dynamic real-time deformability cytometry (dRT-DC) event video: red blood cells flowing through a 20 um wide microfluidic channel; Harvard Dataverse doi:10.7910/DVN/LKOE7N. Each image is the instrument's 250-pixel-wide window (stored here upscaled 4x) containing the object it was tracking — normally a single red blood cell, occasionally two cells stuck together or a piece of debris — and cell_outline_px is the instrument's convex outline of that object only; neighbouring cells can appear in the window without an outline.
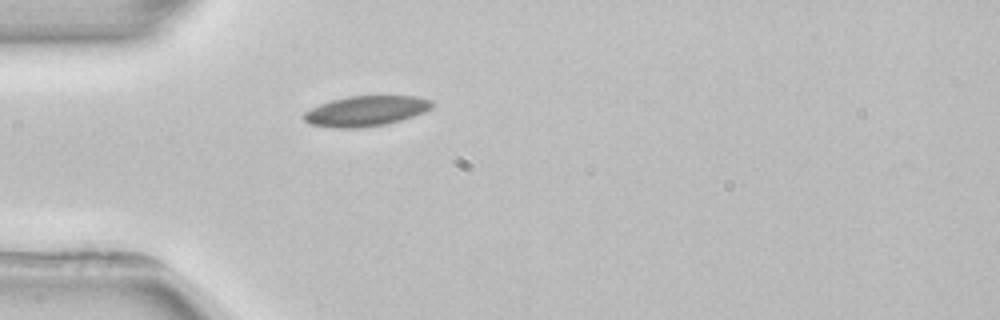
{"species": "common noctule bat (a hibernating species)", "species_latin": "Nyctalus noctula", "temperature_condition": "room temperature", "stored_images_in_passage": 1, "camera_frame_rate_fps": 3000, "um_per_image_px": 0.085, "animal": {"sex": "female", "body_mass_g": 22.7, "forearm_length_mm": 54.2}, "frame": {"image": 1, "passage_image": 1, "time_ms": 0.0, "image_size_px": [1000, 320], "cell_outline_px": [[432, 108], [424, 112], [400, 120], [384, 124], [360, 128], [332, 128], [312, 124], [304, 120], [304, 112], [320, 104], [332, 100], [348, 96], [416, 96], [432, 100]], "centroid_in_image_um": [31.1, 9.43], "position_along_channel_um": 53.9, "area_um2": 22.43}}